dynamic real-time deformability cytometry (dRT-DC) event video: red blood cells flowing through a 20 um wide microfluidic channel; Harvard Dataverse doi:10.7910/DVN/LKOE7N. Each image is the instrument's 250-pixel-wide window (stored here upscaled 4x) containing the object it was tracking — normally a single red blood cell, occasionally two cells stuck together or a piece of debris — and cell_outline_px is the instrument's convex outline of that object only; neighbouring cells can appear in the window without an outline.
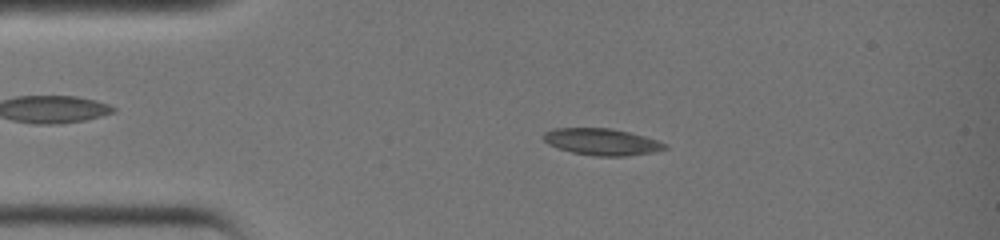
{"species": "common noctule bat (a hibernating species)", "species_latin": "Nyctalus noctula", "temperature_condition": "warm", "stored_images_in_passage": 15, "camera_frame_rate_fps": 3000, "um_per_image_px": 0.085, "animal": {"sex": "female", "body_mass_g": 19.0, "forearm_length_mm": 51.5}, "frame": {"image": 1, "passage_image": 7, "time_ms": 2.0, "image_size_px": [1000, 240], "cell_outline_px": [[668, 148], [652, 152], [624, 156], [596, 156], [572, 152], [548, 144], [544, 140], [544, 132], [556, 128], [608, 128], [628, 132], [644, 136], [656, 140], [664, 144]], "centroid_in_image_um": [51.13, 12.05], "position_along_channel_um": 33.9, "area_um2": 18.5}}
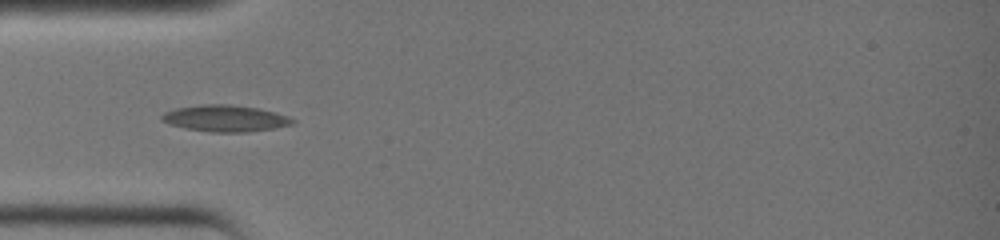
{"frame": {"image": 2, "passage_image": 11, "time_ms": 3.333, "image_size_px": [1000, 240], "cell_outline_px": [[296, 120], [292, 124], [272, 128], [244, 132], [212, 132], [188, 128], [172, 124], [160, 120], [160, 116], [164, 112], [176, 108], [200, 104], [232, 104], [256, 108], [276, 112], [288, 116]], "centroid_in_image_um": [19.14, 10.04], "position_along_channel_um": 65.9, "area_um2": 20.0}}
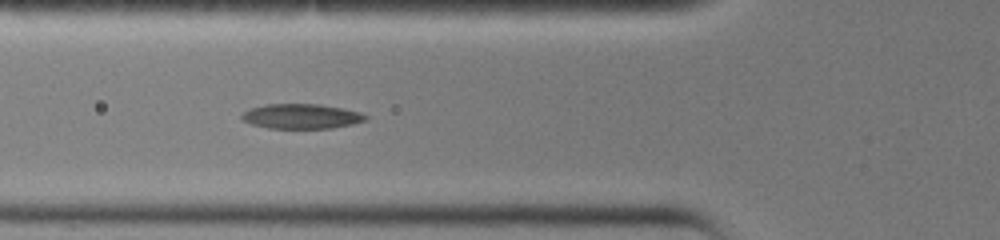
{"frame": {"image": 3, "passage_image": 13, "time_ms": 4.0, "image_size_px": [1000, 240], "cell_outline_px": [[368, 120], [352, 124], [332, 128], [268, 128], [252, 124], [244, 120], [240, 116], [244, 112], [252, 108], [264, 104], [320, 104], [344, 108], [360, 112], [368, 116]], "centroid_in_image_um": [25.66, 9.88], "position_along_channel_um": 100.1, "area_um2": 17.92}}